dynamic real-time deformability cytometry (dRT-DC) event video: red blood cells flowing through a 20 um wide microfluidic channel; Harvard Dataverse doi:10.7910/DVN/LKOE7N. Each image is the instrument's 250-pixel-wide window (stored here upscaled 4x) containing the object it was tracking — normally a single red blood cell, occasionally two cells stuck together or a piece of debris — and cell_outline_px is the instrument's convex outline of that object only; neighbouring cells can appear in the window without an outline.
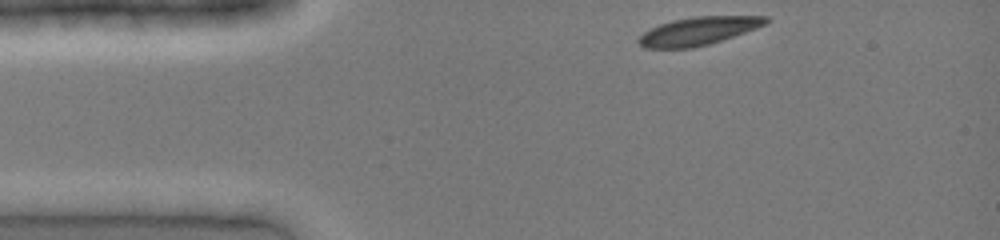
{"species": "common noctule bat (a hibernating species)", "species_latin": "Nyctalus noctula", "temperature_condition": "cold", "stored_images_in_passage": 4, "camera_frame_rate_fps": 3000, "um_per_image_px": 0.085, "animal": {"sex": "female", "body_mass_g": 19.0, "forearm_length_mm": 51.5}, "frame": {"image": 1, "passage_image": 1, "time_ms": 0.0, "image_size_px": [1000, 240], "cell_outline_px": [[772, 20], [756, 28], [708, 44], [692, 48], [644, 48], [636, 40], [644, 32], [660, 24], [672, 20], [692, 16], [768, 16]], "centroid_in_image_um": [59.35, 2.63], "position_along_channel_um": 25.7, "area_um2": 20.63}}